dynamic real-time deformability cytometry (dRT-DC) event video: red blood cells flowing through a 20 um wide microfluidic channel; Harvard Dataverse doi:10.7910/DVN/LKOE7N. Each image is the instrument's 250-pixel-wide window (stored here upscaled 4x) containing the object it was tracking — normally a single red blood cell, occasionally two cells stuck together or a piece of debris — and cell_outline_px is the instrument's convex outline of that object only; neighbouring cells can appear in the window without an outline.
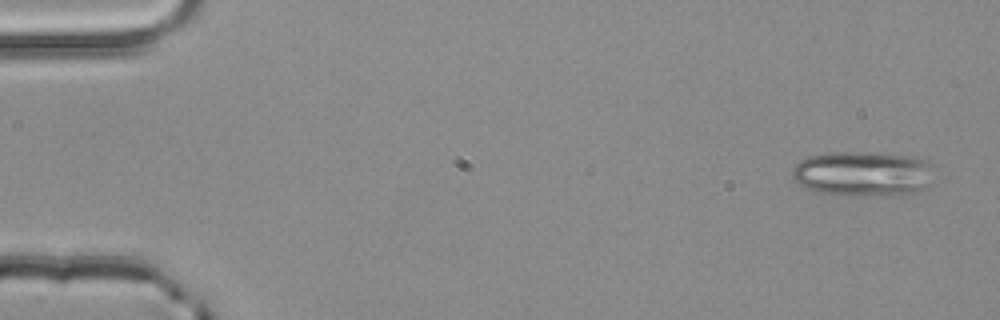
{"species": "common noctule bat (a hibernating species)", "species_latin": "Nyctalus noctula", "temperature_condition": "room temperature", "stored_images_in_passage": 3, "camera_frame_rate_fps": 3000, "um_per_image_px": 0.085, "animal": {"sex": "male", "body_mass_g": 20.4}, "frame": {"image": 1, "passage_image": 1, "time_ms": 0.0, "image_size_px": [1000, 320], "cell_outline_px": [[928, 184], [916, 192], [900, 196], [852, 196], [820, 192], [808, 188], [800, 184], [792, 176], [792, 168], [800, 160], [808, 156], [836, 152], [860, 152], [920, 156], [928, 160]], "centroid_in_image_um": [73.33, 14.77], "position_along_channel_um": 11.7, "area_um2": 37.17}}